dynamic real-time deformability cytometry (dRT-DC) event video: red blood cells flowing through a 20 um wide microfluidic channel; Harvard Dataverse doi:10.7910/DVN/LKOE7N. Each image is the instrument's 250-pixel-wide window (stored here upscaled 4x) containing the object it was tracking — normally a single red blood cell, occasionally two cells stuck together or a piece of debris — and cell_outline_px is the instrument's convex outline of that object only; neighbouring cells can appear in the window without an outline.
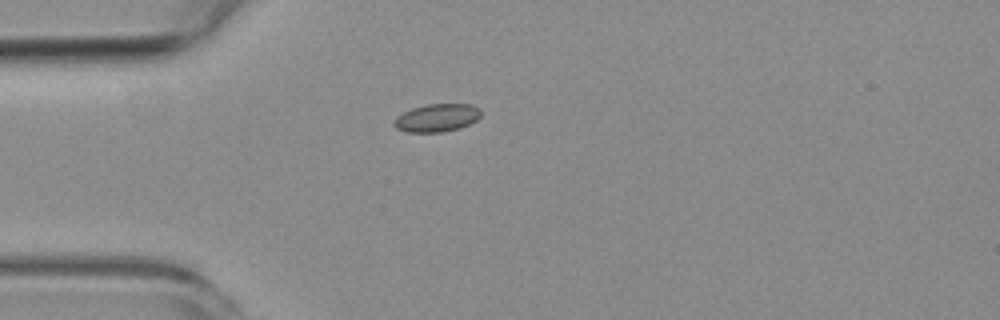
{"species": "common noctule bat (a hibernating species)", "species_latin": "Nyctalus noctula", "temperature_condition": "room temperature", "stored_images_in_passage": 1, "camera_frame_rate_fps": 3000, "um_per_image_px": 0.085, "animal": {"sex": "female", "body_mass_g": 19.3, "forearm_length_mm": 54.1}, "frame": {"image": 1, "passage_image": 1, "time_ms": 0.0, "image_size_px": [1000, 320], "cell_outline_px": [[480, 116], [476, 120], [460, 128], [440, 132], [408, 132], [396, 128], [392, 124], [396, 116], [412, 108], [428, 104], [472, 104], [480, 108]], "centroid_in_image_um": [37.12, 10.01], "position_along_channel_um": 47.9, "area_um2": 14.1}}